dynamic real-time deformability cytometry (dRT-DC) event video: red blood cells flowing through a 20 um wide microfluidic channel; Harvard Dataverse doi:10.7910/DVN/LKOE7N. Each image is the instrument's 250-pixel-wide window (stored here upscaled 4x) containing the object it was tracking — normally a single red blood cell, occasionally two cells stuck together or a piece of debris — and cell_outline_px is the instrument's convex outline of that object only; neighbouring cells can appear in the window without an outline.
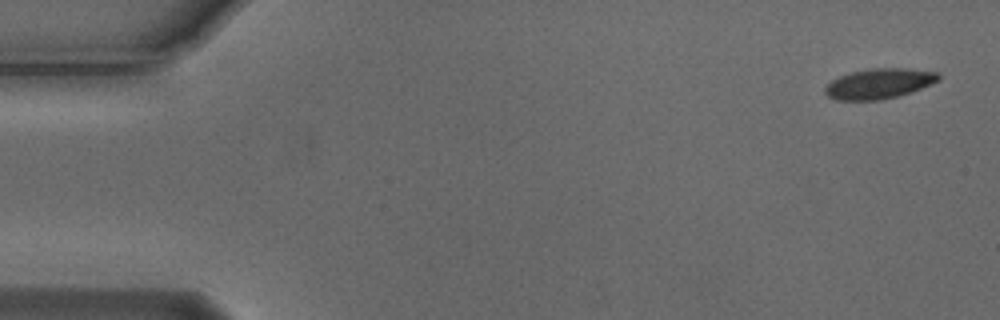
{"species": "Egyptian fruit bat (a non-hibernating species)", "species_latin": "Rousettus aegyptiacus", "temperature_condition": "cold", "stored_images_in_passage": 5, "camera_frame_rate_fps": 3000, "um_per_image_px": 0.085, "animal": {"sex": "male"}, "frame": {"image": 1, "passage_image": 1, "time_ms": 0.0, "image_size_px": [1000, 320], "cell_outline_px": [[940, 80], [912, 92], [880, 100], [836, 100], [828, 96], [824, 92], [824, 88], [832, 80], [840, 76], [852, 72], [868, 68], [904, 68], [940, 72]], "centroid_in_image_um": [74.74, 7.1], "position_along_channel_um": 10.3, "area_um2": 20.0}}
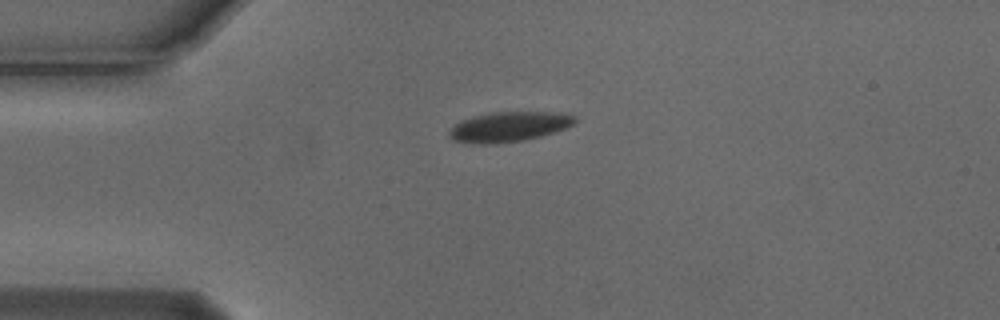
{"frame": {"image": 2, "passage_image": 4, "time_ms": 1.0, "image_size_px": [1000, 320], "cell_outline_px": [[576, 120], [572, 124], [564, 128], [540, 136], [524, 140], [496, 144], [472, 144], [452, 140], [448, 136], [448, 132], [460, 120], [492, 112], [564, 112], [576, 116]], "centroid_in_image_um": [43.23, 10.78], "position_along_channel_um": 41.8, "area_um2": 21.96}}